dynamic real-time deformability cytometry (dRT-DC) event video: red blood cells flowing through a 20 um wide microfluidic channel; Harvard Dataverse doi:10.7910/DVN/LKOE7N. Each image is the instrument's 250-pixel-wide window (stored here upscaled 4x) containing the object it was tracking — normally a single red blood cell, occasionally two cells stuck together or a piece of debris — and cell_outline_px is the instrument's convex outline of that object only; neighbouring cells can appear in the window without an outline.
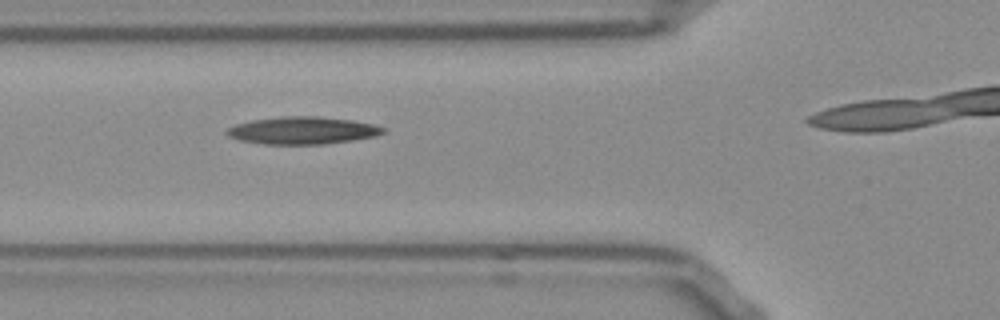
{"species": "Egyptian fruit bat (a non-hibernating species)", "species_latin": "Rousettus aegyptiacus", "temperature_condition": "room temperature", "stored_images_in_passage": 28, "camera_frame_rate_fps": 3000, "um_per_image_px": 0.085, "frame": {"image": 1, "passage_image": 5, "time_ms": 1.333, "image_size_px": [1000, 320], "cell_outline_px": [[388, 132], [376, 136], [352, 140], [324, 144], [264, 144], [240, 140], [228, 136], [224, 132], [228, 128], [236, 124], [252, 120], [280, 116], [320, 116], [352, 120], [372, 124], [388, 128]], "centroid_in_image_um": [25.75, 11.08], "position_along_channel_um": 100.0, "area_um2": 25.14}}